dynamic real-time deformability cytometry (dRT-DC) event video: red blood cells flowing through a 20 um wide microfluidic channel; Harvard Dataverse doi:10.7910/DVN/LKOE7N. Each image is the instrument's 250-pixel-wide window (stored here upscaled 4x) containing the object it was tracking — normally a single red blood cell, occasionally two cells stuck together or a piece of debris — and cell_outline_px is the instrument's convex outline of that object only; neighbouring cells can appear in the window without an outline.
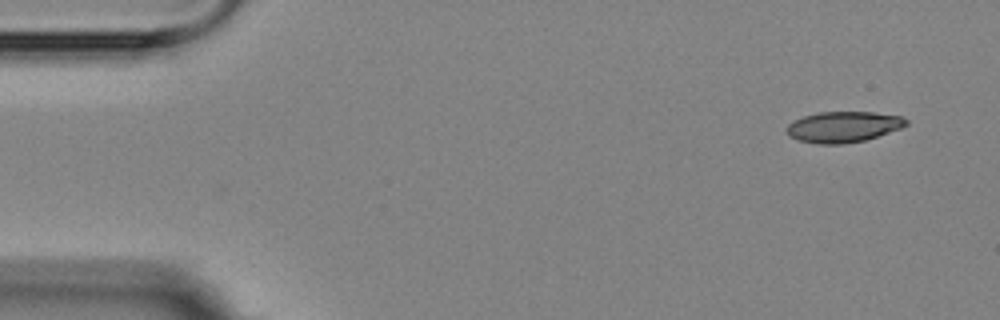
{"species": "Egyptian fruit bat (a non-hibernating species)", "species_latin": "Rousettus aegyptiacus", "temperature_condition": "room temperature", "stored_images_in_passage": 5, "camera_frame_rate_fps": 3000, "um_per_image_px": 0.085, "animal": {"sex": "female"}, "frame": {"image": 1, "passage_image": 1, "time_ms": 0.0, "image_size_px": [1000, 320], "cell_outline_px": [[908, 124], [900, 128], [864, 140], [844, 144], [820, 144], [796, 140], [788, 136], [784, 128], [792, 120], [816, 112], [872, 112], [900, 116], [908, 120]], "centroid_in_image_um": [71.6, 10.78], "position_along_channel_um": 13.4, "area_um2": 21.56}}
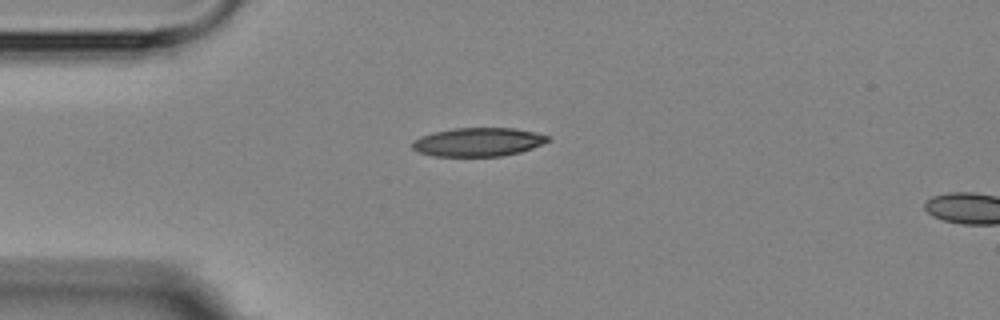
{"frame": {"image": 2, "passage_image": 4, "time_ms": 3.333, "image_size_px": [1000, 320], "cell_outline_px": [[552, 140], [532, 148], [520, 152], [500, 156], [432, 156], [416, 152], [412, 148], [412, 140], [420, 136], [432, 132], [456, 128], [512, 128], [536, 132], [548, 136]], "centroid_in_image_um": [40.61, 12.07], "position_along_channel_um": 44.4, "area_um2": 22.77}}